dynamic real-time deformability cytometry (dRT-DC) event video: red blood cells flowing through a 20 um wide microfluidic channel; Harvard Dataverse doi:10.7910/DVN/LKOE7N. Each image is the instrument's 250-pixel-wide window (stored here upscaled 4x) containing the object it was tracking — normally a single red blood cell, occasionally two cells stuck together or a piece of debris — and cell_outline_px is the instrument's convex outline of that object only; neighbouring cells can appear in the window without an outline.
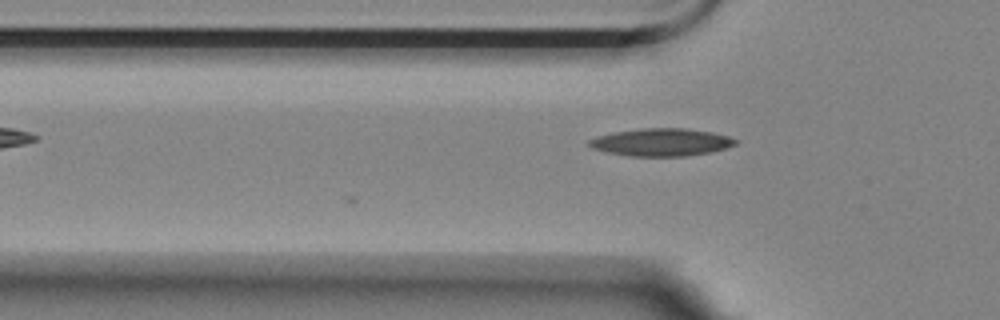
{"species": "Egyptian fruit bat (a non-hibernating species)", "species_latin": "Rousettus aegyptiacus", "temperature_condition": "room temperature", "stored_images_in_passage": 36, "camera_frame_rate_fps": 3000, "um_per_image_px": 0.085, "animal": {"sex": "female"}, "frame": {"image": 1, "passage_image": 5, "time_ms": 1.333, "image_size_px": [1000, 320], "cell_outline_px": [[736, 144], [728, 148], [708, 152], [684, 156], [632, 156], [608, 152], [592, 148], [588, 144], [588, 140], [596, 136], [612, 132], [640, 128], [684, 128], [712, 132], [728, 136], [736, 140]], "centroid_in_image_um": [56.19, 12.08], "position_along_channel_um": 69.6, "area_um2": 23.47}}
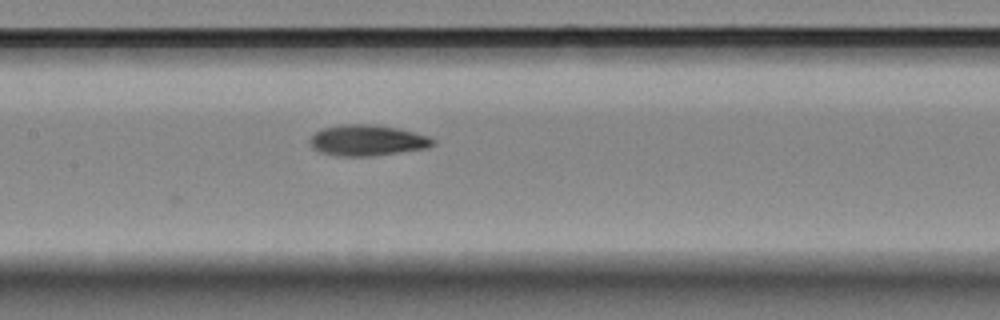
{"frame": {"image": 2, "passage_image": 14, "time_ms": 4.333, "image_size_px": [1000, 320], "cell_outline_px": [[436, 144], [428, 148], [372, 156], [336, 156], [320, 152], [312, 148], [312, 136], [316, 132], [324, 128], [344, 124], [372, 124], [396, 128], [428, 136], [436, 140]], "centroid_in_image_um": [31.26, 11.94], "position_along_channel_um": 176.1, "area_um2": 21.96}}
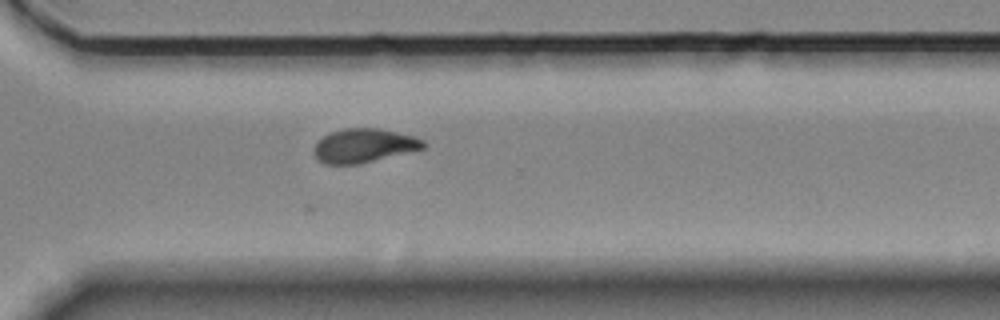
{"frame": {"image": 3, "passage_image": 28, "time_ms": 9.0, "image_size_px": [1000, 320], "cell_outline_px": [[428, 144], [424, 148], [356, 164], [324, 164], [316, 156], [316, 144], [328, 132], [344, 128], [380, 128], [412, 136], [424, 140]], "centroid_in_image_um": [30.95, 12.36], "position_along_channel_um": 339.7, "area_um2": 21.15}}